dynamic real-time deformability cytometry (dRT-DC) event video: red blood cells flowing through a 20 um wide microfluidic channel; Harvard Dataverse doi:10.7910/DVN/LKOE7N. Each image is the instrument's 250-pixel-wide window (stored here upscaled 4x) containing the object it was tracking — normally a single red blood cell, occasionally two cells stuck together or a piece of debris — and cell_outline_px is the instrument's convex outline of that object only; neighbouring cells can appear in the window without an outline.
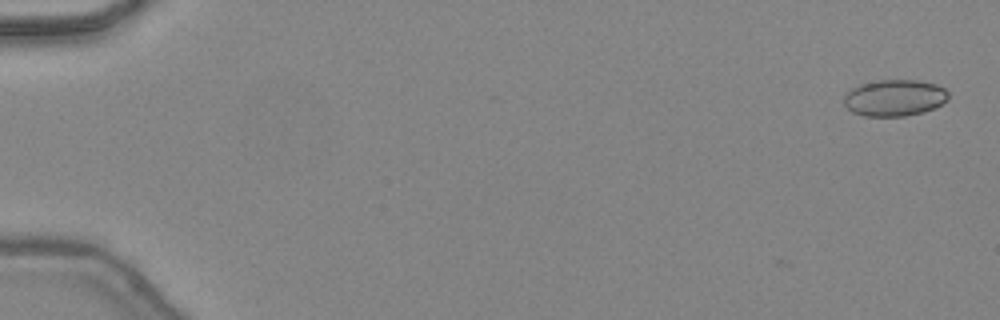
{"species": "common noctule bat (a hibernating species)", "species_latin": "Nyctalus noctula", "temperature_condition": "warm", "stored_images_in_passage": 4, "camera_frame_rate_fps": 3000, "um_per_image_px": 0.085, "animal": {"sex": "female", "body_mass_g": 24.6, "forearm_length_mm": 56.2}, "frame": {"image": 1, "passage_image": 1, "time_ms": 0.0, "image_size_px": [1000, 320], "cell_outline_px": [[948, 100], [924, 112], [904, 116], [864, 116], [852, 112], [844, 104], [844, 92], [860, 84], [876, 80], [916, 80], [936, 84], [944, 88], [948, 92]], "centroid_in_image_um": [76.0, 8.31], "position_along_channel_um": 9.0, "area_um2": 22.31}}